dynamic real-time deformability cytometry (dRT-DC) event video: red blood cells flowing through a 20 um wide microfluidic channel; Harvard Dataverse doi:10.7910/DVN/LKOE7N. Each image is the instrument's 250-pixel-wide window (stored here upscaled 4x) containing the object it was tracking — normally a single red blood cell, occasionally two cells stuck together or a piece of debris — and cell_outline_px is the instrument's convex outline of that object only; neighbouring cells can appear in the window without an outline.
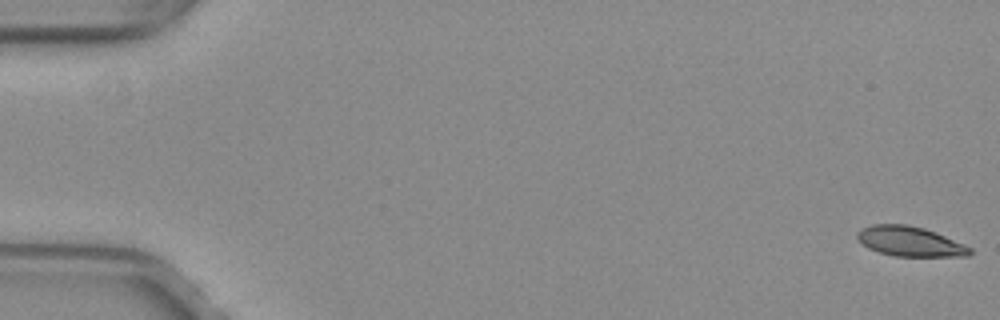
{"species": "common noctule bat (a hibernating species)", "species_latin": "Nyctalus noctula", "temperature_condition": "warm", "stored_images_in_passage": 53, "camera_frame_rate_fps": 3000, "um_per_image_px": 0.085, "animal": {"sex": "female", "body_mass_g": 29.2, "forearm_length_mm": 56.3}, "frame": {"image": 1, "passage_image": 1, "time_ms": 0.0, "image_size_px": [1000, 320], "cell_outline_px": [[972, 252], [968, 256], [892, 256], [868, 248], [856, 236], [856, 232], [872, 224], [908, 224], [924, 228], [964, 244], [972, 248]], "centroid_in_image_um": [77.35, 20.52], "position_along_channel_um": 7.7, "area_um2": 19.42}}
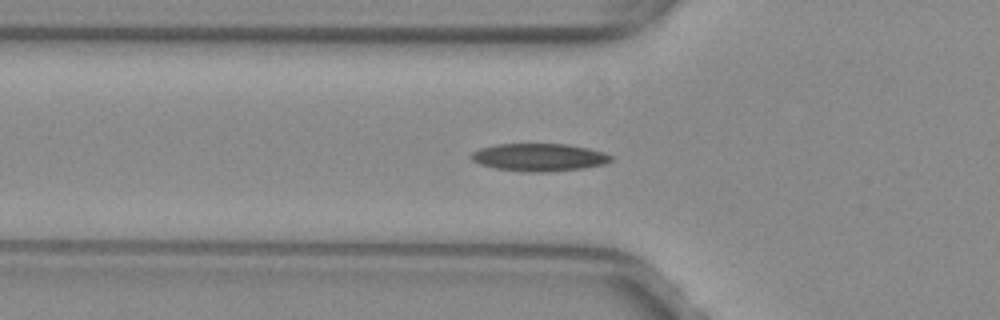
{"frame": {"image": 2, "passage_image": 19, "time_ms": 6.0, "image_size_px": [1000, 320], "cell_outline_px": [[612, 160], [604, 164], [584, 168], [548, 172], [524, 172], [496, 168], [480, 164], [472, 160], [468, 156], [472, 152], [480, 148], [496, 144], [568, 144], [588, 148], [604, 152], [612, 156]], "centroid_in_image_um": [45.81, 13.37], "position_along_channel_um": 80.0, "area_um2": 22.66}}
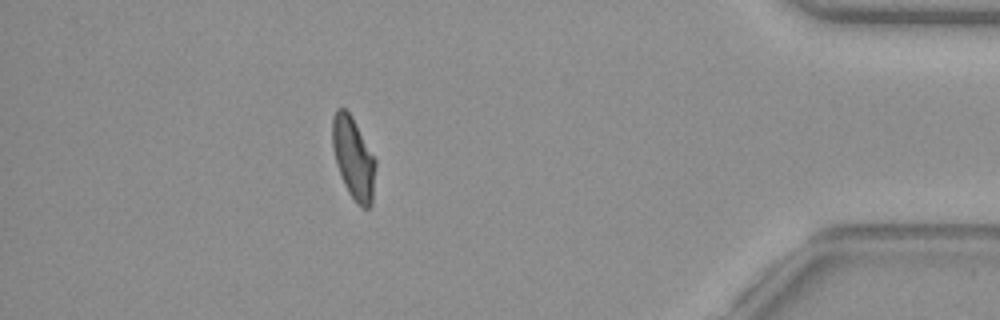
{"frame": {"image": 3, "passage_image": 47, "time_ms": 15.333, "image_size_px": [1000, 320], "cell_outline_px": [[376, 164], [372, 204], [368, 208], [360, 208], [356, 204], [348, 192], [344, 184], [336, 164], [332, 148], [332, 116], [336, 108], [344, 108], [352, 116], [376, 160]], "centroid_in_image_um": [30.03, 13.45], "position_along_channel_um": 405.2, "area_um2": 20.81}, "authors_computed_cell_mechanics": {"area_um2": 20.8658, "velocity_mm_per_s": 3.9799, "shape_relaxation_time_tau1_ms": null, "shape_relaxation_time_tau2_ms": 2.9397, "deformation_change_tau1": null, "deformation_change_tau2": 0.0909}}